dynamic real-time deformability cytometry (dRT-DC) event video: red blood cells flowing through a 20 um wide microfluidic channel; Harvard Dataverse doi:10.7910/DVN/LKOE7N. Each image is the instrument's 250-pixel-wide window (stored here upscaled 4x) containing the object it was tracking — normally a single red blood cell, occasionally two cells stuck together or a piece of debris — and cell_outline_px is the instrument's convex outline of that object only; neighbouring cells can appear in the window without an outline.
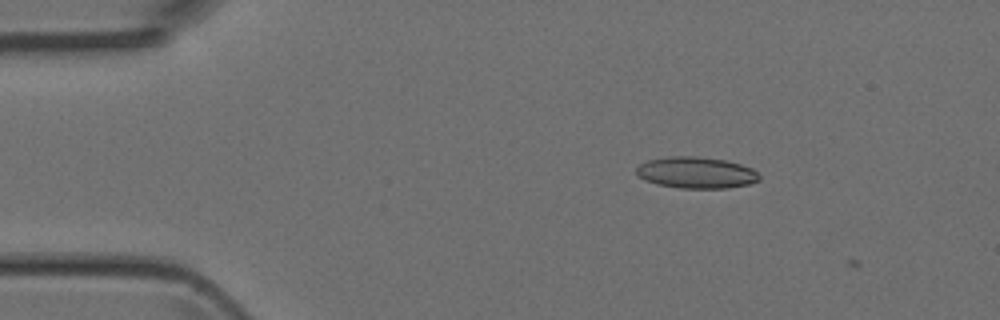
{"species": "Egyptian fruit bat (a non-hibernating species)", "species_latin": "Rousettus aegyptiacus", "temperature_condition": "room temperature", "stored_images_in_passage": 6, "camera_frame_rate_fps": 3000, "um_per_image_px": 0.085, "animal": {"sex": "female"}, "frame": {"image": 1, "passage_image": 5, "time_ms": 1.333, "image_size_px": [1000, 320], "cell_outline_px": [[760, 180], [748, 184], [728, 188], [680, 188], [656, 184], [644, 180], [636, 172], [636, 168], [640, 164], [648, 160], [672, 156], [696, 156], [724, 160], [740, 164], [752, 168], [760, 176]], "centroid_in_image_um": [59.18, 14.68], "position_along_channel_um": 25.8, "area_um2": 22.43}}